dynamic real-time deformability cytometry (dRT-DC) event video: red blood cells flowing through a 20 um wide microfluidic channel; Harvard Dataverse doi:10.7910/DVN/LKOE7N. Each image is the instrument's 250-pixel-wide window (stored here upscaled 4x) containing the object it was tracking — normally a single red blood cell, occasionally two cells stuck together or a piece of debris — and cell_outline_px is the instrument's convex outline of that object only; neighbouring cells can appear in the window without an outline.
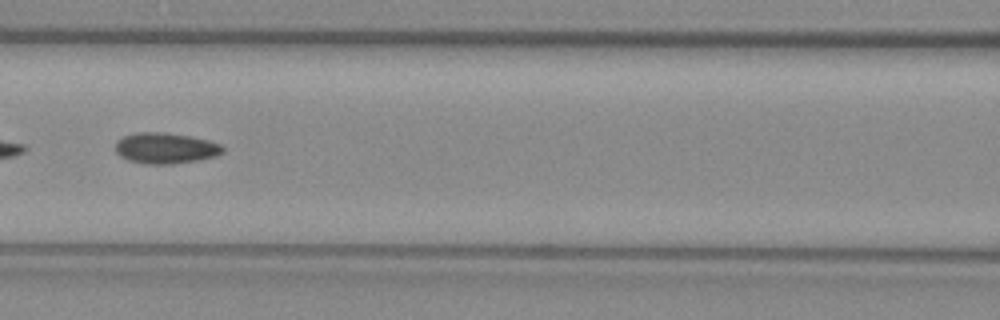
{"species": "common noctule bat (a hibernating species)", "species_latin": "Nyctalus noctula", "temperature_condition": "warm", "stored_images_in_passage": 51, "camera_frame_rate_fps": 3000, "um_per_image_px": 0.085, "animal": {"sex": "female", "body_mass_g": 29.2, "forearm_length_mm": 56.3}, "frame": {"image": 1, "passage_image": 23, "time_ms": 7.333, "image_size_px": [1000, 320], "cell_outline_px": [[224, 152], [216, 156], [196, 160], [172, 164], [144, 164], [128, 160], [120, 156], [116, 152], [116, 140], [124, 136], [136, 132], [160, 132], [188, 136], [208, 140], [220, 144], [224, 148]], "centroid_in_image_um": [14.05, 12.6], "position_along_channel_um": 152.6, "area_um2": 19.25}}
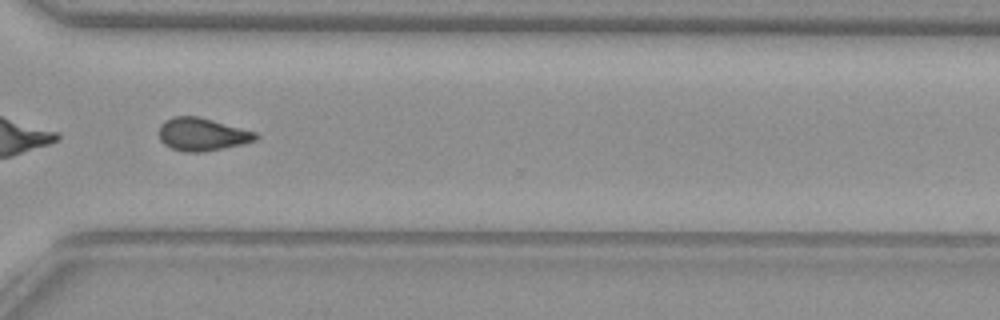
{"frame": {"image": 2, "passage_image": 38, "time_ms": 12.333, "image_size_px": [1000, 320], "cell_outline_px": [[260, 136], [256, 140], [224, 148], [204, 152], [184, 152], [172, 148], [164, 144], [160, 140], [160, 124], [164, 120], [172, 116], [200, 116], [256, 132]], "centroid_in_image_um": [17.18, 11.41], "position_along_channel_um": 353.4, "area_um2": 18.61}}
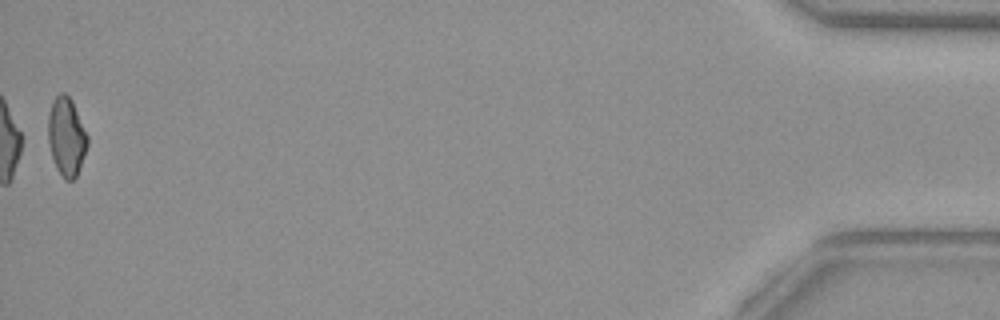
{"frame": {"image": 3, "passage_image": 51, "time_ms": 16.667, "image_size_px": [1000, 320], "cell_outline_px": [[88, 144], [76, 176], [72, 180], [64, 180], [56, 168], [52, 156], [48, 140], [48, 116], [52, 100], [60, 92], [64, 92], [72, 100], [88, 136]], "centroid_in_image_um": [5.64, 11.59], "position_along_channel_um": 429.6, "area_um2": 17.92}, "authors_computed_cell_mechanics": {"area_um2": 19.0162, "velocity_mm_per_s": 4.02, "shape_relaxation_time_tau1_ms": null, "shape_relaxation_time_tau2_ms": 2.6909, "deformation_change_tau1": null, "deformation_change_tau2": 0.0807}}